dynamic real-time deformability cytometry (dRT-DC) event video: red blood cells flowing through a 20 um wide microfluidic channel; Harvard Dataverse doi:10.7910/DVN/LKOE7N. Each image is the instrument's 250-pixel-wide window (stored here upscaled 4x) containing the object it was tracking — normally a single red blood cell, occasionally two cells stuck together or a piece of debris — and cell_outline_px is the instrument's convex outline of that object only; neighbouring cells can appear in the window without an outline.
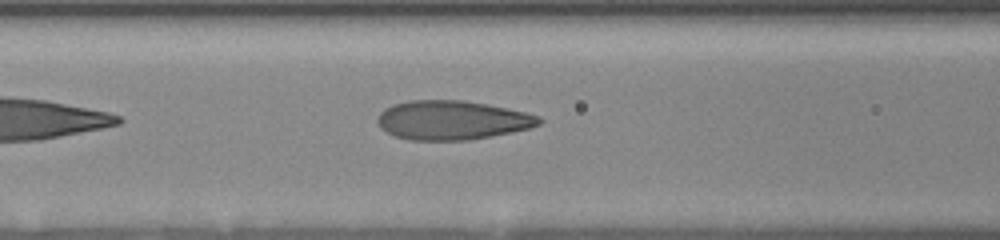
{"species": "human", "species_latin": "Homo sapiens", "temperature_condition": "room temperature", "stored_images_in_passage": 16, "camera_frame_rate_fps": 3000, "um_per_image_px": 0.085, "donor": {"sex": "female"}, "frame": {"image": 1, "passage_image": 14, "time_ms": 7.667, "image_size_px": [1000, 240], "cell_outline_px": [[544, 120], [540, 124], [528, 128], [512, 132], [492, 136], [468, 140], [408, 140], [396, 136], [380, 128], [376, 120], [380, 112], [384, 108], [392, 104], [412, 100], [464, 100], [488, 104], [508, 108], [540, 116]], "centroid_in_image_um": [38.42, 10.21], "position_along_channel_um": 128.2, "area_um2": 36.99}}
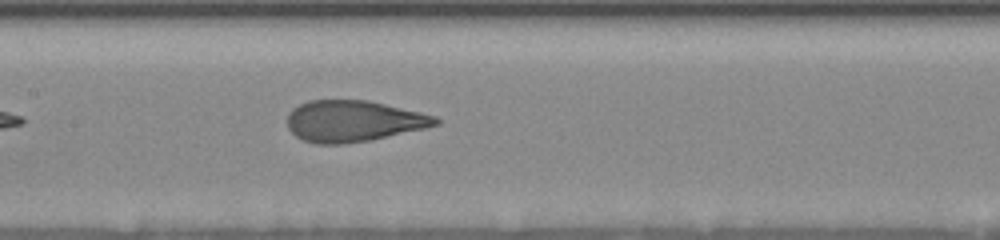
{"frame": {"image": 2, "passage_image": 16, "time_ms": 9.0, "image_size_px": [1000, 240], "cell_outline_px": [[440, 124], [424, 128], [372, 140], [340, 144], [316, 144], [304, 140], [296, 136], [288, 128], [288, 112], [292, 108], [308, 100], [368, 100], [420, 112], [436, 116], [440, 120]], "centroid_in_image_um": [30.03, 10.29], "position_along_channel_um": 177.4, "area_um2": 35.66}}